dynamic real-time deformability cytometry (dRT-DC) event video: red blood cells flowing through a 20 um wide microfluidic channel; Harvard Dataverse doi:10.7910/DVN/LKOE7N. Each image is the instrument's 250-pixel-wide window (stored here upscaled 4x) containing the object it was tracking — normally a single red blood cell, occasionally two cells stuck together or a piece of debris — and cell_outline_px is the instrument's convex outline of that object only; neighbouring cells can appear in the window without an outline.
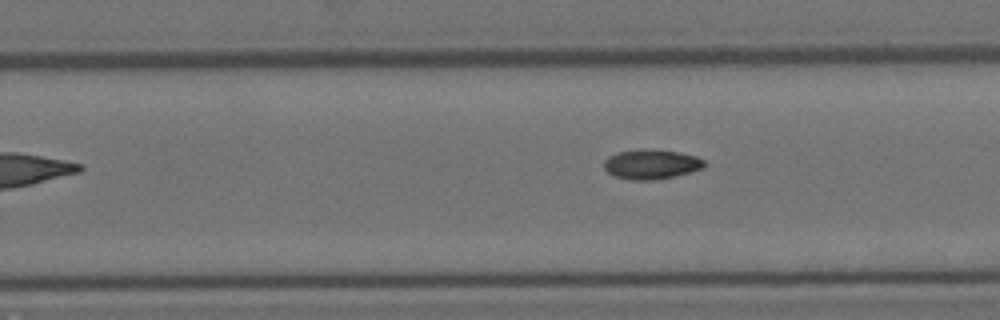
{"species": "Egyptian fruit bat (a non-hibernating species)", "species_latin": "Rousettus aegyptiacus", "temperature_condition": "room temperature", "stored_images_in_passage": 17, "camera_frame_rate_fps": 3000, "um_per_image_px": 0.085, "animal": {"sex": "female"}, "frame": {"image": 1, "passage_image": 17, "time_ms": 5.333, "image_size_px": [1000, 320], "cell_outline_px": [[704, 168], [672, 176], [652, 180], [632, 180], [616, 176], [608, 172], [604, 168], [604, 160], [608, 156], [620, 152], [676, 152], [696, 156], [704, 160]], "centroid_in_image_um": [55.35, 14.01], "position_along_channel_um": 274.4, "area_um2": 16.24}}